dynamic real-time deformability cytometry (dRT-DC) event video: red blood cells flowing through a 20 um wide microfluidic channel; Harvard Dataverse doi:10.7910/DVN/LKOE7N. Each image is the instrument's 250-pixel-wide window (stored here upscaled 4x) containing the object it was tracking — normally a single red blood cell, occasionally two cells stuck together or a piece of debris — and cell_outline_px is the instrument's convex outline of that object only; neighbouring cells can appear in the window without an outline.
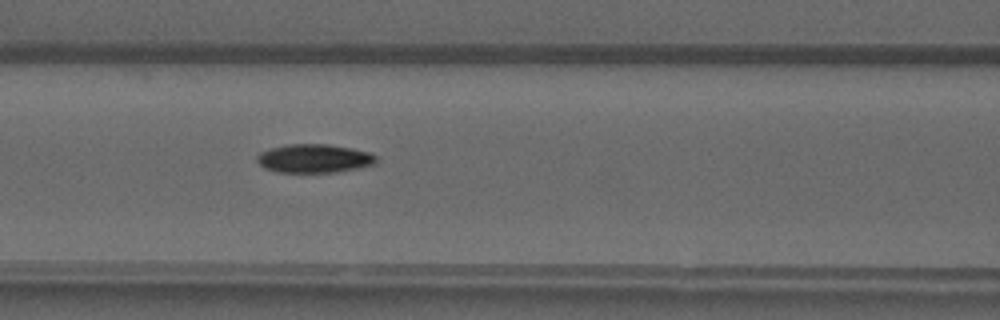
{"species": "common noctule bat (a hibernating species)", "species_latin": "Nyctalus noctula", "temperature_condition": "warm", "stored_images_in_passage": 50, "camera_frame_rate_fps": 3000, "um_per_image_px": 0.085, "animal": {"sex": "male", "forearm_length_mm": 52.5}, "frame": {"image": 1, "passage_image": 22, "time_ms": 7.0, "image_size_px": [1000, 320], "cell_outline_px": [[376, 164], [336, 172], [276, 172], [264, 168], [256, 160], [256, 156], [260, 152], [272, 148], [288, 144], [328, 144], [352, 148], [368, 152], [376, 156]], "centroid_in_image_um": [26.69, 13.47], "position_along_channel_um": 139.9, "area_um2": 19.83}}
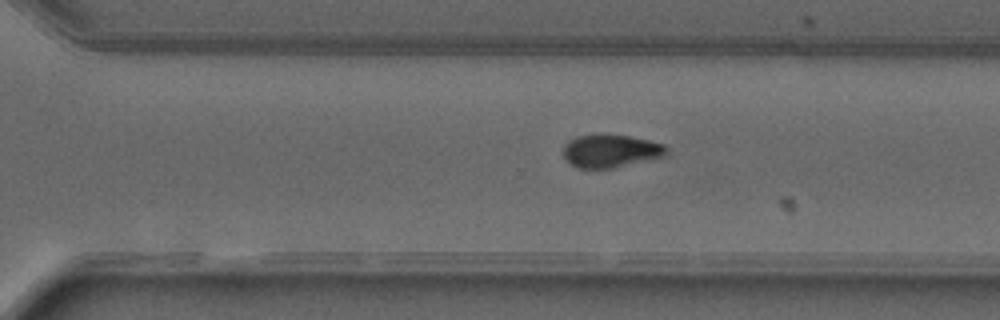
{"frame": {"image": 2, "passage_image": 35, "time_ms": 11.333, "image_size_px": [1000, 320], "cell_outline_px": [[668, 152], [664, 156], [612, 168], [576, 168], [564, 160], [564, 144], [568, 140], [576, 136], [628, 136], [648, 140], [664, 144], [668, 148]], "centroid_in_image_um": [51.88, 12.85], "position_along_channel_um": 318.7, "area_um2": 19.48}}
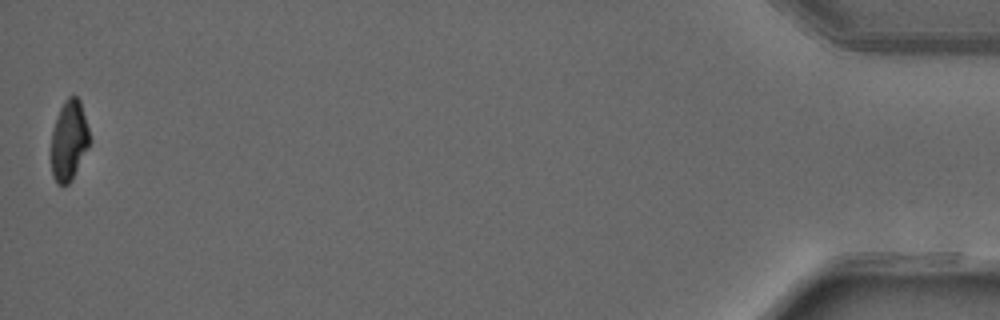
{"frame": {"image": 3, "passage_image": 50, "time_ms": 16.333, "image_size_px": [1000, 320], "cell_outline_px": [[92, 140], [72, 180], [68, 184], [56, 184], [52, 176], [52, 132], [56, 116], [64, 100], [68, 96], [76, 96], [80, 100]], "centroid_in_image_um": [5.88, 11.93], "position_along_channel_um": 429.3, "area_um2": 18.09}, "authors_computed_cell_mechanics": {"area_um2": 19.0162, "velocity_mm_per_s": 4.1404, "shape_relaxation_time_tau1_ms": 11.0282, "shape_relaxation_time_tau2_ms": 4.6458, "deformation_change_tau1": 0.2917, "deformation_change_tau2": 0.0919}}